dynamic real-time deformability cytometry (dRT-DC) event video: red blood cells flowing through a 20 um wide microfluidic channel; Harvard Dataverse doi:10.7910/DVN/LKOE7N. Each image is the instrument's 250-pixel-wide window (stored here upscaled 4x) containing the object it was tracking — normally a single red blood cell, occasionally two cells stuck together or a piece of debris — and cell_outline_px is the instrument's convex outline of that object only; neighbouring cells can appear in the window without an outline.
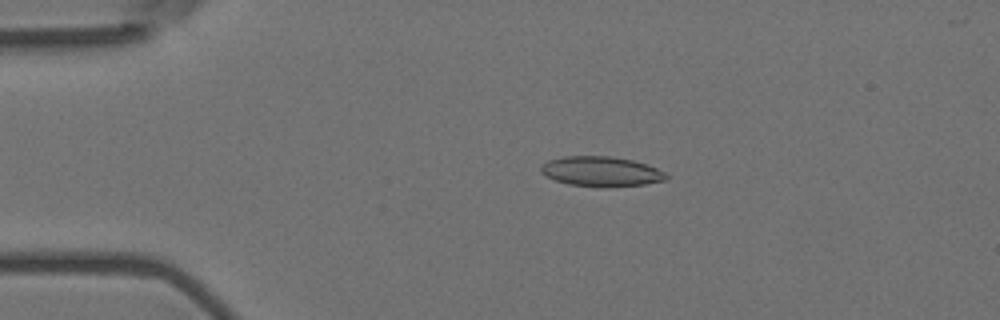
{"species": "Egyptian fruit bat (a non-hibernating species)", "species_latin": "Rousettus aegyptiacus", "temperature_condition": "room temperature", "stored_images_in_passage": 11, "camera_frame_rate_fps": 3000, "um_per_image_px": 0.085, "animal": {"sex": "female"}, "frame": {"image": 1, "passage_image": 3, "time_ms": 0.667, "image_size_px": [1000, 320], "cell_outline_px": [[668, 180], [644, 184], [604, 188], [600, 188], [568, 184], [556, 180], [540, 172], [540, 168], [548, 160], [564, 156], [612, 156], [632, 160], [656, 168], [664, 172], [668, 176]], "centroid_in_image_um": [51.11, 14.59], "position_along_channel_um": 33.9, "area_um2": 21.91}}
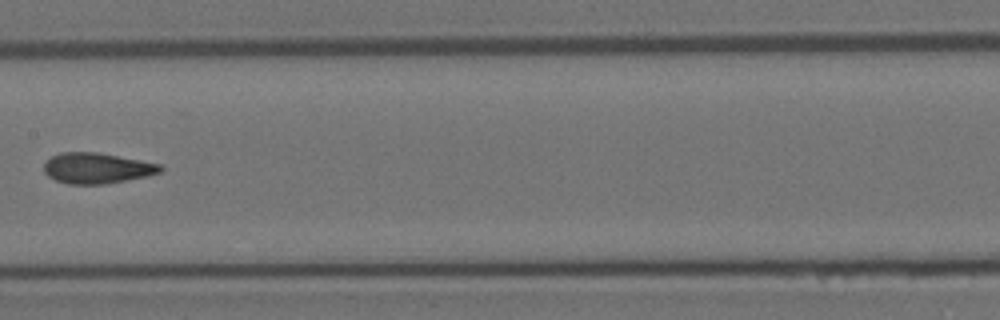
{"frame": {"image": 2, "passage_image": 8, "time_ms": 2.333, "image_size_px": [1000, 320], "cell_outline_px": [[164, 168], [160, 172], [148, 176], [104, 184], [68, 184], [56, 180], [48, 176], [44, 172], [44, 164], [52, 156], [60, 152], [96, 152], [140, 160], [160, 164]], "centroid_in_image_um": [8.23, 14.29], "position_along_channel_um": 199.2, "area_um2": 20.69}}
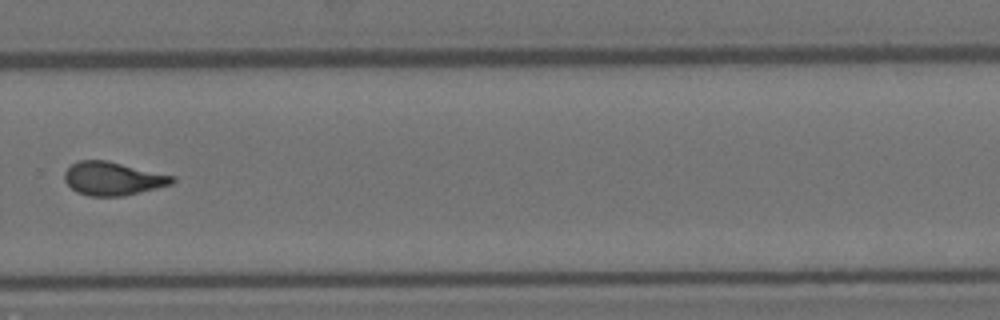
{"frame": {"image": 3, "passage_image": 11, "time_ms": 3.333, "image_size_px": [1000, 320], "cell_outline_px": [[176, 180], [172, 184], [124, 196], [88, 196], [76, 192], [64, 180], [64, 172], [72, 164], [80, 160], [108, 160], [176, 176]], "centroid_in_image_um": [9.61, 15.17], "position_along_channel_um": 320.2, "area_um2": 21.1}}